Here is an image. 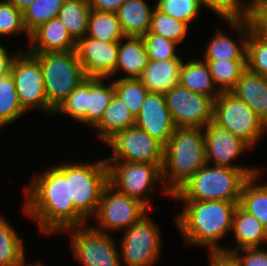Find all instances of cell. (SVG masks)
Returning <instances> with one entry per match:
<instances>
[{
    "instance_id": "1",
    "label": "cell",
    "mask_w": 267,
    "mask_h": 266,
    "mask_svg": "<svg viewBox=\"0 0 267 266\" xmlns=\"http://www.w3.org/2000/svg\"><path fill=\"white\" fill-rule=\"evenodd\" d=\"M24 192L23 211L44 234H58L87 222L69 200L68 179L54 165L34 175Z\"/></svg>"
},
{
    "instance_id": "2",
    "label": "cell",
    "mask_w": 267,
    "mask_h": 266,
    "mask_svg": "<svg viewBox=\"0 0 267 266\" xmlns=\"http://www.w3.org/2000/svg\"><path fill=\"white\" fill-rule=\"evenodd\" d=\"M185 205L175 218L184 241L190 245L207 247L208 250H224L218 245L232 232V218L239 203L221 200H180Z\"/></svg>"
},
{
    "instance_id": "3",
    "label": "cell",
    "mask_w": 267,
    "mask_h": 266,
    "mask_svg": "<svg viewBox=\"0 0 267 266\" xmlns=\"http://www.w3.org/2000/svg\"><path fill=\"white\" fill-rule=\"evenodd\" d=\"M206 163L203 128H175L164 146L163 195H172ZM168 184V185H165Z\"/></svg>"
},
{
    "instance_id": "4",
    "label": "cell",
    "mask_w": 267,
    "mask_h": 266,
    "mask_svg": "<svg viewBox=\"0 0 267 266\" xmlns=\"http://www.w3.org/2000/svg\"><path fill=\"white\" fill-rule=\"evenodd\" d=\"M249 177L245 169L206 164L184 183L171 198L239 203L243 184Z\"/></svg>"
},
{
    "instance_id": "5",
    "label": "cell",
    "mask_w": 267,
    "mask_h": 266,
    "mask_svg": "<svg viewBox=\"0 0 267 266\" xmlns=\"http://www.w3.org/2000/svg\"><path fill=\"white\" fill-rule=\"evenodd\" d=\"M55 167L68 179L69 200L74 209L86 220L95 216L102 191L108 184L106 160L94 163H61Z\"/></svg>"
},
{
    "instance_id": "6",
    "label": "cell",
    "mask_w": 267,
    "mask_h": 266,
    "mask_svg": "<svg viewBox=\"0 0 267 266\" xmlns=\"http://www.w3.org/2000/svg\"><path fill=\"white\" fill-rule=\"evenodd\" d=\"M31 54L40 62L48 104L55 111L67 96L87 78L76 50Z\"/></svg>"
},
{
    "instance_id": "7",
    "label": "cell",
    "mask_w": 267,
    "mask_h": 266,
    "mask_svg": "<svg viewBox=\"0 0 267 266\" xmlns=\"http://www.w3.org/2000/svg\"><path fill=\"white\" fill-rule=\"evenodd\" d=\"M213 120L252 148L267 133L256 113L231 92H221L214 100Z\"/></svg>"
},
{
    "instance_id": "8",
    "label": "cell",
    "mask_w": 267,
    "mask_h": 266,
    "mask_svg": "<svg viewBox=\"0 0 267 266\" xmlns=\"http://www.w3.org/2000/svg\"><path fill=\"white\" fill-rule=\"evenodd\" d=\"M108 183L118 192L136 198L148 208L154 186L163 185L162 169L151 163L106 161Z\"/></svg>"
},
{
    "instance_id": "9",
    "label": "cell",
    "mask_w": 267,
    "mask_h": 266,
    "mask_svg": "<svg viewBox=\"0 0 267 266\" xmlns=\"http://www.w3.org/2000/svg\"><path fill=\"white\" fill-rule=\"evenodd\" d=\"M70 236V247L74 258L81 266H122L120 252L116 246L120 243L109 235L97 231L91 225L70 227L61 233Z\"/></svg>"
},
{
    "instance_id": "10",
    "label": "cell",
    "mask_w": 267,
    "mask_h": 266,
    "mask_svg": "<svg viewBox=\"0 0 267 266\" xmlns=\"http://www.w3.org/2000/svg\"><path fill=\"white\" fill-rule=\"evenodd\" d=\"M123 232L118 245L125 266H153L157 263L162 248L161 232L148 214Z\"/></svg>"
},
{
    "instance_id": "11",
    "label": "cell",
    "mask_w": 267,
    "mask_h": 266,
    "mask_svg": "<svg viewBox=\"0 0 267 266\" xmlns=\"http://www.w3.org/2000/svg\"><path fill=\"white\" fill-rule=\"evenodd\" d=\"M10 73L15 81L18 100L26 112L34 107L53 115L54 110L49 106L44 90L40 62L27 49L16 54Z\"/></svg>"
},
{
    "instance_id": "12",
    "label": "cell",
    "mask_w": 267,
    "mask_h": 266,
    "mask_svg": "<svg viewBox=\"0 0 267 266\" xmlns=\"http://www.w3.org/2000/svg\"><path fill=\"white\" fill-rule=\"evenodd\" d=\"M148 207L140 200L118 192L109 183L104 187L94 216L97 231L126 230L147 214ZM106 230V231H105Z\"/></svg>"
},
{
    "instance_id": "13",
    "label": "cell",
    "mask_w": 267,
    "mask_h": 266,
    "mask_svg": "<svg viewBox=\"0 0 267 266\" xmlns=\"http://www.w3.org/2000/svg\"><path fill=\"white\" fill-rule=\"evenodd\" d=\"M105 144L113 151L106 161L151 163L162 169L164 145L135 125L116 133Z\"/></svg>"
},
{
    "instance_id": "14",
    "label": "cell",
    "mask_w": 267,
    "mask_h": 266,
    "mask_svg": "<svg viewBox=\"0 0 267 266\" xmlns=\"http://www.w3.org/2000/svg\"><path fill=\"white\" fill-rule=\"evenodd\" d=\"M177 128H204L213 119L214 100L180 84L164 94Z\"/></svg>"
},
{
    "instance_id": "15",
    "label": "cell",
    "mask_w": 267,
    "mask_h": 266,
    "mask_svg": "<svg viewBox=\"0 0 267 266\" xmlns=\"http://www.w3.org/2000/svg\"><path fill=\"white\" fill-rule=\"evenodd\" d=\"M205 138L206 163L235 169H245L251 177L257 175L262 168L239 166L233 161L252 148L241 138L217 124L213 119L203 128Z\"/></svg>"
},
{
    "instance_id": "16",
    "label": "cell",
    "mask_w": 267,
    "mask_h": 266,
    "mask_svg": "<svg viewBox=\"0 0 267 266\" xmlns=\"http://www.w3.org/2000/svg\"><path fill=\"white\" fill-rule=\"evenodd\" d=\"M76 53L86 77L109 78L118 62V41L102 42L84 36L76 42Z\"/></svg>"
},
{
    "instance_id": "17",
    "label": "cell",
    "mask_w": 267,
    "mask_h": 266,
    "mask_svg": "<svg viewBox=\"0 0 267 266\" xmlns=\"http://www.w3.org/2000/svg\"><path fill=\"white\" fill-rule=\"evenodd\" d=\"M135 126L157 139L164 146L168 143L176 127L164 94L147 93L142 108L135 117Z\"/></svg>"
},
{
    "instance_id": "18",
    "label": "cell",
    "mask_w": 267,
    "mask_h": 266,
    "mask_svg": "<svg viewBox=\"0 0 267 266\" xmlns=\"http://www.w3.org/2000/svg\"><path fill=\"white\" fill-rule=\"evenodd\" d=\"M224 20L238 32V39H241L240 44L218 28L214 36L210 38L202 54V60L246 59L247 40L251 30L247 17L241 16Z\"/></svg>"
},
{
    "instance_id": "19",
    "label": "cell",
    "mask_w": 267,
    "mask_h": 266,
    "mask_svg": "<svg viewBox=\"0 0 267 266\" xmlns=\"http://www.w3.org/2000/svg\"><path fill=\"white\" fill-rule=\"evenodd\" d=\"M29 53L68 52L76 50V41L58 17L40 25L30 34Z\"/></svg>"
},
{
    "instance_id": "20",
    "label": "cell",
    "mask_w": 267,
    "mask_h": 266,
    "mask_svg": "<svg viewBox=\"0 0 267 266\" xmlns=\"http://www.w3.org/2000/svg\"><path fill=\"white\" fill-rule=\"evenodd\" d=\"M230 92L246 103L267 127V77L246 69Z\"/></svg>"
},
{
    "instance_id": "21",
    "label": "cell",
    "mask_w": 267,
    "mask_h": 266,
    "mask_svg": "<svg viewBox=\"0 0 267 266\" xmlns=\"http://www.w3.org/2000/svg\"><path fill=\"white\" fill-rule=\"evenodd\" d=\"M182 63V59L149 60L138 79L149 92L165 94L179 84Z\"/></svg>"
},
{
    "instance_id": "22",
    "label": "cell",
    "mask_w": 267,
    "mask_h": 266,
    "mask_svg": "<svg viewBox=\"0 0 267 266\" xmlns=\"http://www.w3.org/2000/svg\"><path fill=\"white\" fill-rule=\"evenodd\" d=\"M236 238V249L224 248L226 251L234 252L242 248L260 247L267 241V228L250 213L246 212L239 204L232 218V229Z\"/></svg>"
},
{
    "instance_id": "23",
    "label": "cell",
    "mask_w": 267,
    "mask_h": 266,
    "mask_svg": "<svg viewBox=\"0 0 267 266\" xmlns=\"http://www.w3.org/2000/svg\"><path fill=\"white\" fill-rule=\"evenodd\" d=\"M148 62L149 57L142 38L126 36L118 41V62L109 79L121 70L126 74L120 78H139Z\"/></svg>"
},
{
    "instance_id": "24",
    "label": "cell",
    "mask_w": 267,
    "mask_h": 266,
    "mask_svg": "<svg viewBox=\"0 0 267 266\" xmlns=\"http://www.w3.org/2000/svg\"><path fill=\"white\" fill-rule=\"evenodd\" d=\"M154 8L146 0H126L118 9L121 29L126 36L141 37L150 31Z\"/></svg>"
},
{
    "instance_id": "25",
    "label": "cell",
    "mask_w": 267,
    "mask_h": 266,
    "mask_svg": "<svg viewBox=\"0 0 267 266\" xmlns=\"http://www.w3.org/2000/svg\"><path fill=\"white\" fill-rule=\"evenodd\" d=\"M135 125V116L115 93L100 121L93 127L97 136L106 143L116 133Z\"/></svg>"
},
{
    "instance_id": "26",
    "label": "cell",
    "mask_w": 267,
    "mask_h": 266,
    "mask_svg": "<svg viewBox=\"0 0 267 266\" xmlns=\"http://www.w3.org/2000/svg\"><path fill=\"white\" fill-rule=\"evenodd\" d=\"M179 84L215 100L221 92L215 86L208 64L202 59L182 63Z\"/></svg>"
},
{
    "instance_id": "27",
    "label": "cell",
    "mask_w": 267,
    "mask_h": 266,
    "mask_svg": "<svg viewBox=\"0 0 267 266\" xmlns=\"http://www.w3.org/2000/svg\"><path fill=\"white\" fill-rule=\"evenodd\" d=\"M108 78L88 77L87 117L81 122L93 128L102 118L115 93L113 80L104 83Z\"/></svg>"
},
{
    "instance_id": "28",
    "label": "cell",
    "mask_w": 267,
    "mask_h": 266,
    "mask_svg": "<svg viewBox=\"0 0 267 266\" xmlns=\"http://www.w3.org/2000/svg\"><path fill=\"white\" fill-rule=\"evenodd\" d=\"M260 172L249 177L243 184L239 205L251 215H254L267 228V184H258Z\"/></svg>"
},
{
    "instance_id": "29",
    "label": "cell",
    "mask_w": 267,
    "mask_h": 266,
    "mask_svg": "<svg viewBox=\"0 0 267 266\" xmlns=\"http://www.w3.org/2000/svg\"><path fill=\"white\" fill-rule=\"evenodd\" d=\"M25 257L23 240L0 214V266H26Z\"/></svg>"
},
{
    "instance_id": "30",
    "label": "cell",
    "mask_w": 267,
    "mask_h": 266,
    "mask_svg": "<svg viewBox=\"0 0 267 266\" xmlns=\"http://www.w3.org/2000/svg\"><path fill=\"white\" fill-rule=\"evenodd\" d=\"M90 13L88 0H64L58 18L77 42L86 36Z\"/></svg>"
},
{
    "instance_id": "31",
    "label": "cell",
    "mask_w": 267,
    "mask_h": 266,
    "mask_svg": "<svg viewBox=\"0 0 267 266\" xmlns=\"http://www.w3.org/2000/svg\"><path fill=\"white\" fill-rule=\"evenodd\" d=\"M86 36L102 42H114L124 38L117 12L91 9Z\"/></svg>"
},
{
    "instance_id": "32",
    "label": "cell",
    "mask_w": 267,
    "mask_h": 266,
    "mask_svg": "<svg viewBox=\"0 0 267 266\" xmlns=\"http://www.w3.org/2000/svg\"><path fill=\"white\" fill-rule=\"evenodd\" d=\"M220 92H230L247 69L246 59L203 60Z\"/></svg>"
},
{
    "instance_id": "33",
    "label": "cell",
    "mask_w": 267,
    "mask_h": 266,
    "mask_svg": "<svg viewBox=\"0 0 267 266\" xmlns=\"http://www.w3.org/2000/svg\"><path fill=\"white\" fill-rule=\"evenodd\" d=\"M25 113L18 100L12 74L9 72L0 75V125L12 124Z\"/></svg>"
},
{
    "instance_id": "34",
    "label": "cell",
    "mask_w": 267,
    "mask_h": 266,
    "mask_svg": "<svg viewBox=\"0 0 267 266\" xmlns=\"http://www.w3.org/2000/svg\"><path fill=\"white\" fill-rule=\"evenodd\" d=\"M63 2L64 0H34L22 12L23 24L28 33V40H30V34L40 25L58 17Z\"/></svg>"
},
{
    "instance_id": "35",
    "label": "cell",
    "mask_w": 267,
    "mask_h": 266,
    "mask_svg": "<svg viewBox=\"0 0 267 266\" xmlns=\"http://www.w3.org/2000/svg\"><path fill=\"white\" fill-rule=\"evenodd\" d=\"M115 94L120 97L136 117L142 108L148 89L138 78H117L113 80Z\"/></svg>"
},
{
    "instance_id": "36",
    "label": "cell",
    "mask_w": 267,
    "mask_h": 266,
    "mask_svg": "<svg viewBox=\"0 0 267 266\" xmlns=\"http://www.w3.org/2000/svg\"><path fill=\"white\" fill-rule=\"evenodd\" d=\"M187 23L179 21L162 11L154 8L151 20L150 31L148 33H155L164 38L173 40L177 44L182 43L189 32Z\"/></svg>"
},
{
    "instance_id": "37",
    "label": "cell",
    "mask_w": 267,
    "mask_h": 266,
    "mask_svg": "<svg viewBox=\"0 0 267 266\" xmlns=\"http://www.w3.org/2000/svg\"><path fill=\"white\" fill-rule=\"evenodd\" d=\"M88 109V77L85 78L54 111L67 114L75 120L82 122L87 117Z\"/></svg>"
},
{
    "instance_id": "38",
    "label": "cell",
    "mask_w": 267,
    "mask_h": 266,
    "mask_svg": "<svg viewBox=\"0 0 267 266\" xmlns=\"http://www.w3.org/2000/svg\"><path fill=\"white\" fill-rule=\"evenodd\" d=\"M247 69L267 77V38L250 30L246 53Z\"/></svg>"
},
{
    "instance_id": "39",
    "label": "cell",
    "mask_w": 267,
    "mask_h": 266,
    "mask_svg": "<svg viewBox=\"0 0 267 266\" xmlns=\"http://www.w3.org/2000/svg\"><path fill=\"white\" fill-rule=\"evenodd\" d=\"M155 7L163 13L188 25L197 17L202 8L198 0H157Z\"/></svg>"
},
{
    "instance_id": "40",
    "label": "cell",
    "mask_w": 267,
    "mask_h": 266,
    "mask_svg": "<svg viewBox=\"0 0 267 266\" xmlns=\"http://www.w3.org/2000/svg\"><path fill=\"white\" fill-rule=\"evenodd\" d=\"M149 60L162 61L168 59H181L176 54L177 43L155 33L141 36Z\"/></svg>"
},
{
    "instance_id": "41",
    "label": "cell",
    "mask_w": 267,
    "mask_h": 266,
    "mask_svg": "<svg viewBox=\"0 0 267 266\" xmlns=\"http://www.w3.org/2000/svg\"><path fill=\"white\" fill-rule=\"evenodd\" d=\"M25 32L22 12L9 0H0V37Z\"/></svg>"
},
{
    "instance_id": "42",
    "label": "cell",
    "mask_w": 267,
    "mask_h": 266,
    "mask_svg": "<svg viewBox=\"0 0 267 266\" xmlns=\"http://www.w3.org/2000/svg\"><path fill=\"white\" fill-rule=\"evenodd\" d=\"M198 2L223 19L238 18L246 14V0H198Z\"/></svg>"
},
{
    "instance_id": "43",
    "label": "cell",
    "mask_w": 267,
    "mask_h": 266,
    "mask_svg": "<svg viewBox=\"0 0 267 266\" xmlns=\"http://www.w3.org/2000/svg\"><path fill=\"white\" fill-rule=\"evenodd\" d=\"M251 30L267 38V0H249L246 2V14Z\"/></svg>"
},
{
    "instance_id": "44",
    "label": "cell",
    "mask_w": 267,
    "mask_h": 266,
    "mask_svg": "<svg viewBox=\"0 0 267 266\" xmlns=\"http://www.w3.org/2000/svg\"><path fill=\"white\" fill-rule=\"evenodd\" d=\"M234 253L240 259L242 266H267V250L263 248H242L239 251L235 250Z\"/></svg>"
},
{
    "instance_id": "45",
    "label": "cell",
    "mask_w": 267,
    "mask_h": 266,
    "mask_svg": "<svg viewBox=\"0 0 267 266\" xmlns=\"http://www.w3.org/2000/svg\"><path fill=\"white\" fill-rule=\"evenodd\" d=\"M209 266H242L234 252L226 250H209Z\"/></svg>"
},
{
    "instance_id": "46",
    "label": "cell",
    "mask_w": 267,
    "mask_h": 266,
    "mask_svg": "<svg viewBox=\"0 0 267 266\" xmlns=\"http://www.w3.org/2000/svg\"><path fill=\"white\" fill-rule=\"evenodd\" d=\"M126 0H88L92 10L117 12Z\"/></svg>"
},
{
    "instance_id": "47",
    "label": "cell",
    "mask_w": 267,
    "mask_h": 266,
    "mask_svg": "<svg viewBox=\"0 0 267 266\" xmlns=\"http://www.w3.org/2000/svg\"><path fill=\"white\" fill-rule=\"evenodd\" d=\"M18 52L11 54L8 50L0 44V75H4L10 72L11 64Z\"/></svg>"
},
{
    "instance_id": "48",
    "label": "cell",
    "mask_w": 267,
    "mask_h": 266,
    "mask_svg": "<svg viewBox=\"0 0 267 266\" xmlns=\"http://www.w3.org/2000/svg\"><path fill=\"white\" fill-rule=\"evenodd\" d=\"M13 5H15L21 12L33 3L34 0H9Z\"/></svg>"
},
{
    "instance_id": "49",
    "label": "cell",
    "mask_w": 267,
    "mask_h": 266,
    "mask_svg": "<svg viewBox=\"0 0 267 266\" xmlns=\"http://www.w3.org/2000/svg\"><path fill=\"white\" fill-rule=\"evenodd\" d=\"M26 266H44V265H42L41 263H33V264L29 263Z\"/></svg>"
}]
</instances>
